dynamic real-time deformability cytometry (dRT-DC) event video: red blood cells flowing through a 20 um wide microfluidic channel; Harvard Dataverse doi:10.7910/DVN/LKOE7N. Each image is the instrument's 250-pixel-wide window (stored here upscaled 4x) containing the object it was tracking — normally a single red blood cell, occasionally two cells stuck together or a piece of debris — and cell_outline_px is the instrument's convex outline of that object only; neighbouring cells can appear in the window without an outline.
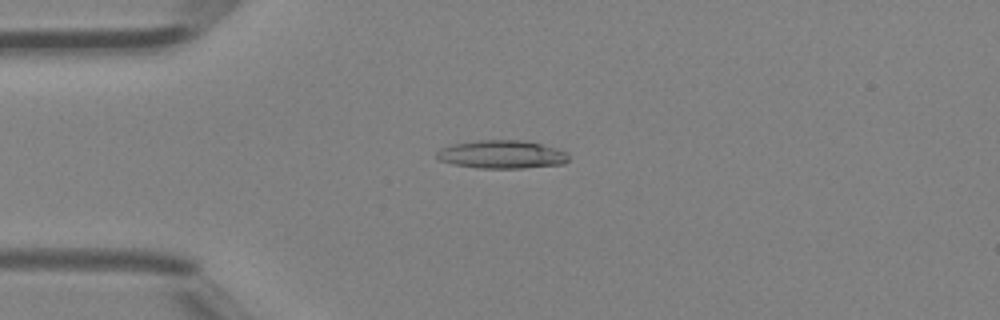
{"species": "Egyptian fruit bat (a non-hibernating species)", "species_latin": "Rousettus aegyptiacus", "temperature_condition": "room temperature", "stored_images_in_passage": 4, "camera_frame_rate_fps": 3000, "um_per_image_px": 0.085, "animal": {"sex": "female"}, "frame": {"image": 1, "passage_image": 3, "time_ms": 0.667, "image_size_px": [1000, 320], "cell_outline_px": [[568, 160], [564, 164], [524, 168], [476, 168], [452, 164], [440, 160], [436, 156], [436, 152], [440, 148], [456, 144], [476, 140], [524, 140], [556, 148], [568, 152]], "centroid_in_image_um": [42.67, 13.13], "position_along_channel_um": 42.3, "area_um2": 21.73}}